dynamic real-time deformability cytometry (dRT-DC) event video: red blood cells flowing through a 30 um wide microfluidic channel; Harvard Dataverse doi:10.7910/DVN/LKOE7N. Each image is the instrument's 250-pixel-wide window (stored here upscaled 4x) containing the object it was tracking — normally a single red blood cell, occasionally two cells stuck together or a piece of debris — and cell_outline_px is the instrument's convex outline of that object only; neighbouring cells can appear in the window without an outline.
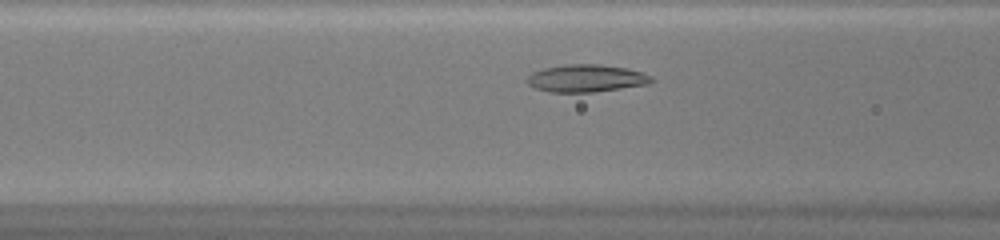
{"species": "common noctule bat (a hibernating species)", "species_latin": "Nyctalus noctula", "temperature_condition": "warm", "stored_images_in_passage": 30, "camera_frame_rate_fps": 3000, "um_per_image_px": 0.085, "animal": {"sex": "female", "body_mass_g": 20.0, "forearm_length_mm": 54.0}, "frame": {"image": 1, "passage_image": 8, "time_ms": 2.333, "image_size_px": [1000, 240], "cell_outline_px": [[656, 80], [648, 84], [592, 92], [548, 92], [536, 88], [528, 84], [524, 80], [532, 72], [544, 68], [564, 64], [600, 64], [628, 68], [652, 76]], "centroid_in_image_um": [49.81, 6.65], "position_along_channel_um": 116.8, "area_um2": 20.0}}
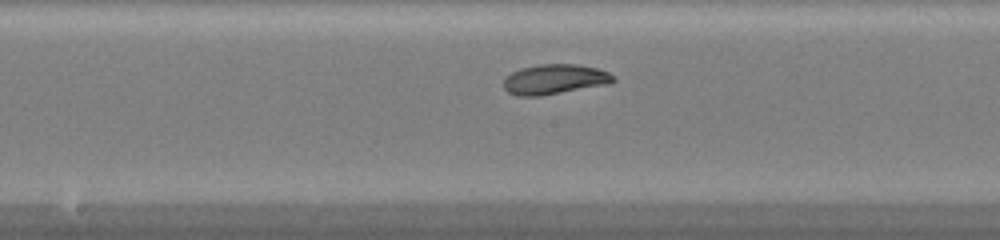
{"frame": {"image": 2, "passage_image": 14, "time_ms": 4.333, "image_size_px": [1000, 240], "cell_outline_px": [[616, 80], [608, 84], [540, 96], [520, 96], [508, 92], [504, 88], [504, 80], [512, 72], [520, 68], [540, 64], [580, 64], [596, 68], [608, 72], [616, 76]], "centroid_in_image_um": [47.17, 6.73], "position_along_channel_um": 201.0, "area_um2": 19.13}}
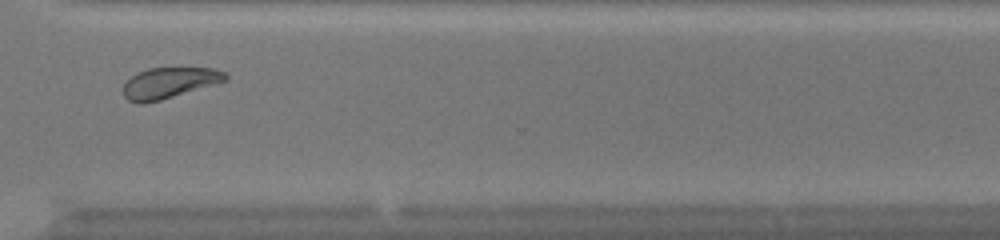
{"frame": {"image": 3, "passage_image": 25, "time_ms": 8.0, "image_size_px": [1000, 240], "cell_outline_px": [[228, 80], [160, 100], [144, 104], [140, 104], [128, 100], [124, 96], [124, 84], [132, 76], [148, 68], [212, 68], [224, 72], [228, 76]], "centroid_in_image_um": [14.38, 7.05], "position_along_channel_um": 356.2, "area_um2": 18.09}, "authors_computed_cell_mechanics": {"area_um2": 19.074, "velocity_mm_per_s": 4.2208, "shape_relaxation_time_tau1_ms": 3.6632, "shape_relaxation_time_tau2_ms": null, "deformation_change_tau1": 0.1203, "deformation_change_tau2": null}}